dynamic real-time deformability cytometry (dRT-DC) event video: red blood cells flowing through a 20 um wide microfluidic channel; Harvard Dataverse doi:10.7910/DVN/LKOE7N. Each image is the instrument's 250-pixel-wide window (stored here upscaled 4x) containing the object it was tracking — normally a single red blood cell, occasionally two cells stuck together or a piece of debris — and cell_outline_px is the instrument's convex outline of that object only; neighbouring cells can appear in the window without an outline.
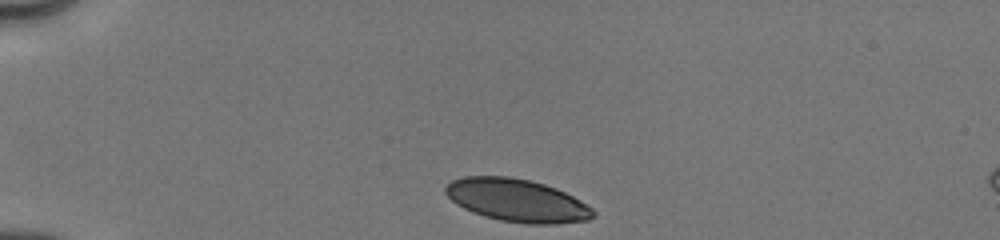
{"species": "human", "species_latin": "Homo sapiens", "temperature_condition": "cold", "stored_images_in_passage": 48, "camera_frame_rate_fps": 3000, "um_per_image_px": 0.085, "donor": {"sex": "male"}, "frame": {"image": 1, "passage_image": 1, "time_ms": 0.0, "image_size_px": [1000, 240], "cell_outline_px": [[596, 216], [588, 220], [556, 224], [524, 224], [500, 220], [484, 216], [472, 212], [456, 204], [444, 192], [444, 188], [452, 180], [464, 176], [508, 176], [528, 180], [544, 184], [556, 188], [580, 200], [592, 208], [596, 212]], "centroid_in_image_um": [43.95, 17.04], "position_along_channel_um": 41.0, "area_um2": 36.88}}
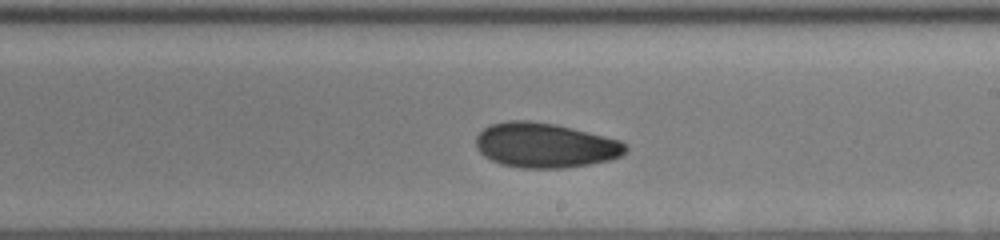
{"frame": {"image": 2, "passage_image": 24, "time_ms": 6.333, "image_size_px": [1000, 240], "cell_outline_px": [[628, 148], [620, 156], [608, 160], [588, 164], [564, 168], [524, 168], [500, 164], [484, 156], [480, 152], [476, 144], [476, 136], [484, 128], [492, 124], [508, 120], [528, 120], [556, 124], [620, 140]], "centroid_in_image_um": [46.31, 12.34], "position_along_channel_um": 242.7, "area_um2": 38.84}}
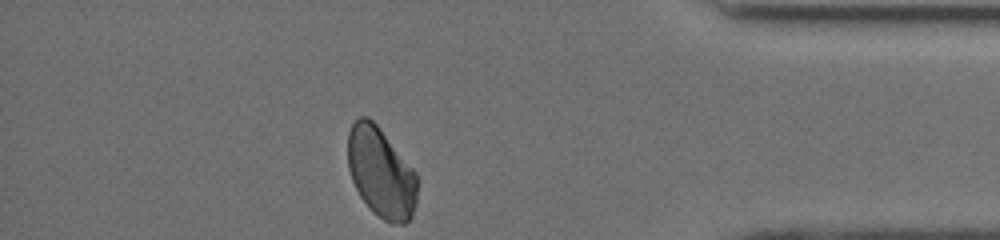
{"frame": {"image": 3, "passage_image": 47, "time_ms": 11.0, "image_size_px": [1000, 240], "cell_outline_px": [[416, 204], [412, 216], [404, 224], [392, 224], [384, 220], [372, 212], [360, 196], [352, 180], [348, 168], [348, 132], [352, 124], [360, 116], [368, 116], [380, 128], [416, 172]], "centroid_in_image_um": [32.37, 14.68], "position_along_channel_um": 402.8, "area_um2": 36.41}, "authors_computed_cell_mechanics": {"area_um2": 38.7838, "velocity_mm_per_s": 3.9975, "shape_relaxation_time_tau1_ms": 4.0777, "shape_relaxation_time_tau2_ms": 4.0993, "deformation_change_tau1": 0.1055, "deformation_change_tau2": 0.0828}}